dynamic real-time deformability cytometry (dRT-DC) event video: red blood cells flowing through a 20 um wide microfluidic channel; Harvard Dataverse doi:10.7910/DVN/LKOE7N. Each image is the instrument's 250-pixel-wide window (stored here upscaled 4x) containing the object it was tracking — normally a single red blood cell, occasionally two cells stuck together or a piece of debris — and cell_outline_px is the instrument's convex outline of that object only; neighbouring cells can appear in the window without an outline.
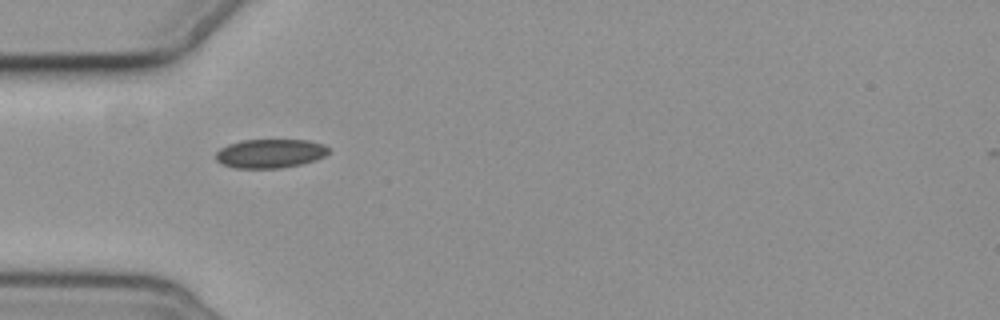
{"species": "common noctule bat (a hibernating species)", "species_latin": "Nyctalus noctula", "temperature_condition": "cold", "stored_images_in_passage": 7, "camera_frame_rate_fps": 3000, "um_per_image_px": 0.085, "animal": {"sex": "female", "body_mass_g": 19.3, "forearm_length_mm": 54.1}, "frame": {"image": 1, "passage_image": 1, "time_ms": 0.0, "image_size_px": [1000, 320], "cell_outline_px": [[328, 152], [324, 156], [316, 160], [300, 164], [280, 168], [236, 168], [220, 164], [216, 160], [216, 152], [220, 148], [228, 144], [240, 140], [308, 140], [324, 144], [328, 148]], "centroid_in_image_um": [22.93, 13.04], "position_along_channel_um": 62.1, "area_um2": 19.07}}
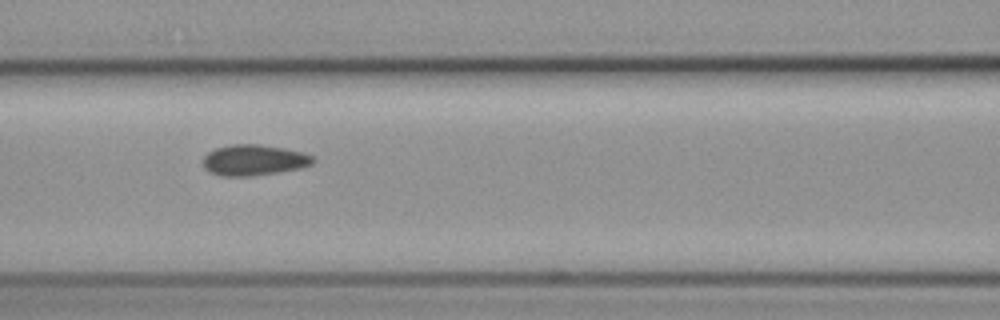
{"frame": {"image": 2, "passage_image": 3, "time_ms": 2.333, "image_size_px": [1000, 320], "cell_outline_px": [[316, 160], [312, 164], [300, 168], [252, 176], [224, 176], [212, 172], [204, 168], [204, 156], [208, 152], [216, 148], [232, 144], [260, 144], [284, 148], [304, 152], [312, 156]], "centroid_in_image_um": [21.61, 13.59], "position_along_channel_um": 145.0, "area_um2": 19.65}}
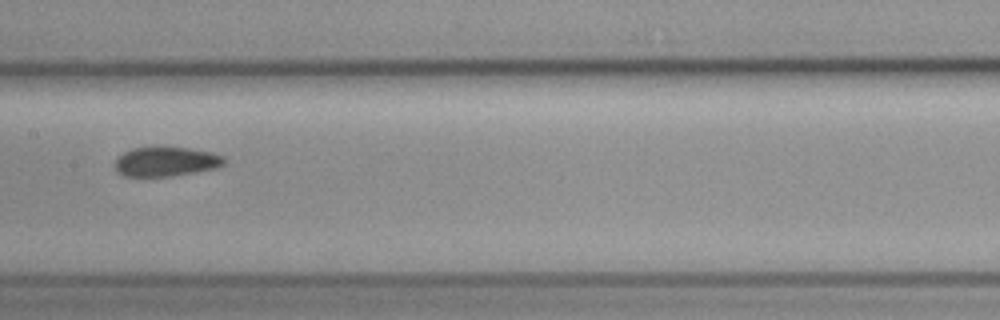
{"frame": {"image": 3, "passage_image": 4, "time_ms": 3.667, "image_size_px": [1000, 320], "cell_outline_px": [[224, 164], [216, 168], [172, 176], [124, 176], [116, 172], [116, 160], [124, 152], [132, 148], [156, 144], [192, 148], [212, 152], [224, 156]], "centroid_in_image_um": [14.1, 13.69], "position_along_channel_um": 193.3, "area_um2": 19.36}}